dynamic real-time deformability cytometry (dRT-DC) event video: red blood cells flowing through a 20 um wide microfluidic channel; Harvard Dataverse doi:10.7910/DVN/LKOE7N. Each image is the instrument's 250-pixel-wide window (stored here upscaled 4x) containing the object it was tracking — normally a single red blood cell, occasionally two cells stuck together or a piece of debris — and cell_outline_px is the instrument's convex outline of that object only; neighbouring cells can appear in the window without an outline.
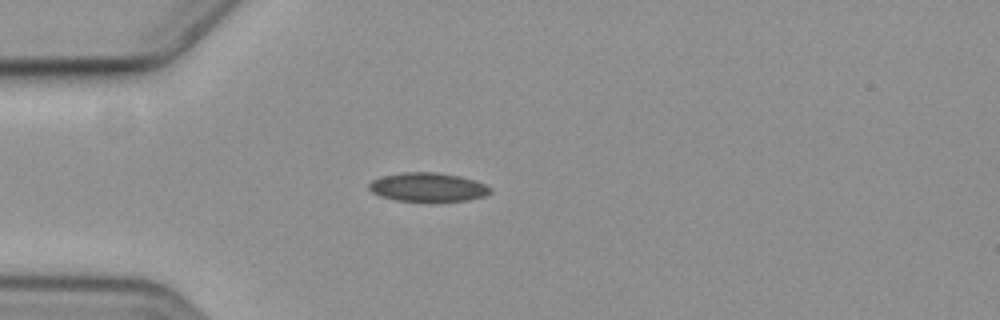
{"species": "common noctule bat (a hibernating species)", "species_latin": "Nyctalus noctula", "temperature_condition": "cold", "stored_images_in_passage": 3, "camera_frame_rate_fps": 3000, "um_per_image_px": 0.085, "animal": {"sex": "female", "body_mass_g": 19.3, "forearm_length_mm": 54.1}, "frame": {"image": 1, "passage_image": 3, "time_ms": 2.333, "image_size_px": [1000, 320], "cell_outline_px": [[492, 192], [484, 196], [468, 200], [436, 204], [428, 204], [396, 200], [380, 196], [372, 192], [368, 188], [368, 184], [372, 180], [384, 176], [404, 172], [436, 172], [460, 176], [476, 180], [492, 188]], "centroid_in_image_um": [36.4, 15.96], "position_along_channel_um": 48.6, "area_um2": 21.27}}